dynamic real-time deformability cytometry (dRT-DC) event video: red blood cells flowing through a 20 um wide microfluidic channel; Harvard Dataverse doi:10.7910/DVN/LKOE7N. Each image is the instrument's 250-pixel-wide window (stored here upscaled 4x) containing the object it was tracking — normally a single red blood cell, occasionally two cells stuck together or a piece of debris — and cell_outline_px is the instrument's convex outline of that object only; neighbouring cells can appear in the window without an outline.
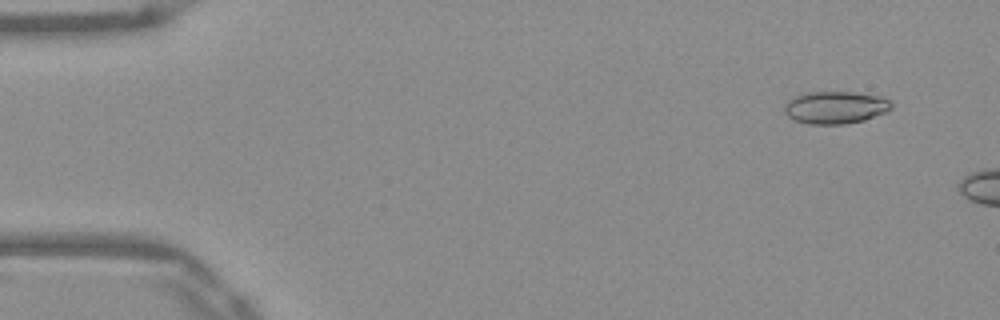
{"species": "Egyptian fruit bat (a non-hibernating species)", "species_latin": "Rousettus aegyptiacus", "temperature_condition": "warm", "stored_images_in_passage": 9, "camera_frame_rate_fps": 3000, "um_per_image_px": 0.085, "frame": {"image": 1, "passage_image": 4, "time_ms": 1.0, "image_size_px": [1000, 320], "cell_outline_px": [[892, 108], [888, 112], [864, 120], [844, 124], [808, 124], [796, 120], [788, 116], [784, 112], [784, 104], [788, 100], [804, 92], [852, 92], [880, 96], [888, 100], [892, 104]], "centroid_in_image_um": [71.01, 9.13], "position_along_channel_um": 14.0, "area_um2": 20.29}}